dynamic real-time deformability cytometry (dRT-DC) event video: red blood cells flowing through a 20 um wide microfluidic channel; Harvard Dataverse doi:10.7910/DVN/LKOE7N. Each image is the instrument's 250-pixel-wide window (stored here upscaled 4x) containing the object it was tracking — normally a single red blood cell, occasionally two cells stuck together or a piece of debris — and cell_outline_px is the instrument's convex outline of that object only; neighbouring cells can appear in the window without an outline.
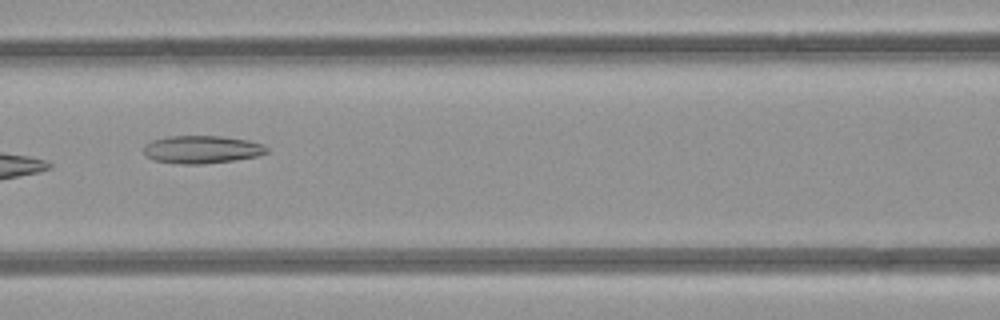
{"species": "common noctule bat (a hibernating species)", "species_latin": "Nyctalus noctula", "temperature_condition": "room temperature", "stored_images_in_passage": 9, "camera_frame_rate_fps": 3000, "um_per_image_px": 0.085, "animal": {"sex": "female", "body_mass_g": 21.9}, "frame": {"image": 1, "passage_image": 8, "time_ms": 8.333, "image_size_px": [1000, 320], "cell_outline_px": [[268, 152], [260, 156], [204, 164], [180, 164], [152, 160], [144, 152], [144, 144], [152, 140], [168, 136], [220, 136], [248, 140], [264, 144], [268, 148]], "centroid_in_image_um": [17.17, 12.7], "position_along_channel_um": 149.4, "area_um2": 20.06}}
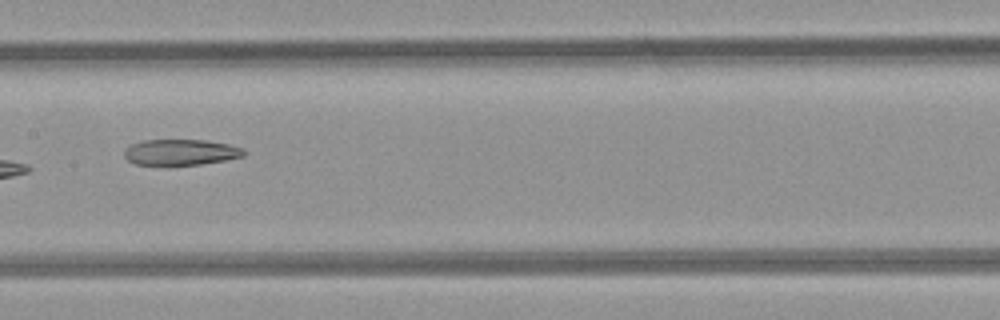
{"frame": {"image": 2, "passage_image": 9, "time_ms": 9.333, "image_size_px": [1000, 320], "cell_outline_px": [[248, 152], [244, 156], [228, 160], [200, 164], [136, 164], [128, 160], [124, 156], [124, 148], [132, 144], [144, 140], [204, 140], [228, 144], [244, 148]], "centroid_in_image_um": [15.41, 12.93], "position_along_channel_um": 192.0, "area_um2": 17.98}}